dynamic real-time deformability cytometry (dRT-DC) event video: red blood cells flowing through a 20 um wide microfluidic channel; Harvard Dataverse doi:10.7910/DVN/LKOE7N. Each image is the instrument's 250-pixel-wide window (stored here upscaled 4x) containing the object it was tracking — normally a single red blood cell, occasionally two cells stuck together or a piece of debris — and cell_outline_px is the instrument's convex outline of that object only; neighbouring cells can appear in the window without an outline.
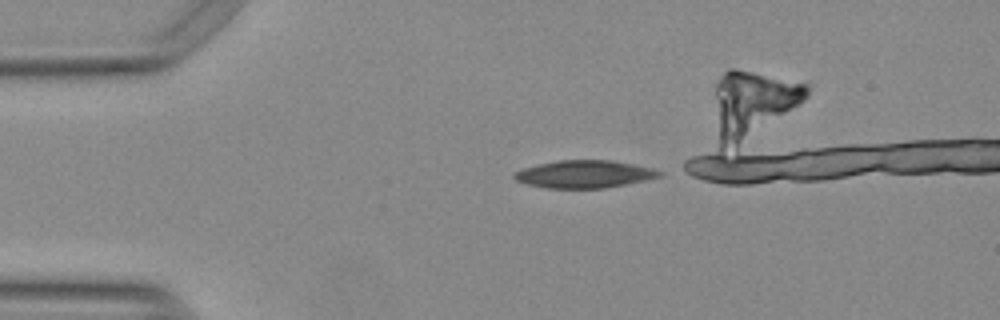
{"species": "Egyptian fruit bat (a non-hibernating species)", "species_latin": "Rousettus aegyptiacus", "temperature_condition": "warm", "stored_images_in_passage": 34, "camera_frame_rate_fps": 3000, "um_per_image_px": 0.085, "animal": {"sex": "female"}, "frame": {"image": 1, "passage_image": 1, "time_ms": 0.0, "image_size_px": [1000, 320], "cell_outline_px": [[664, 176], [604, 188], [544, 188], [528, 184], [516, 180], [512, 176], [512, 172], [524, 168], [556, 160], [612, 160], [652, 168], [664, 172]], "centroid_in_image_um": [49.67, 14.8], "position_along_channel_um": 35.3, "area_um2": 23.29}}
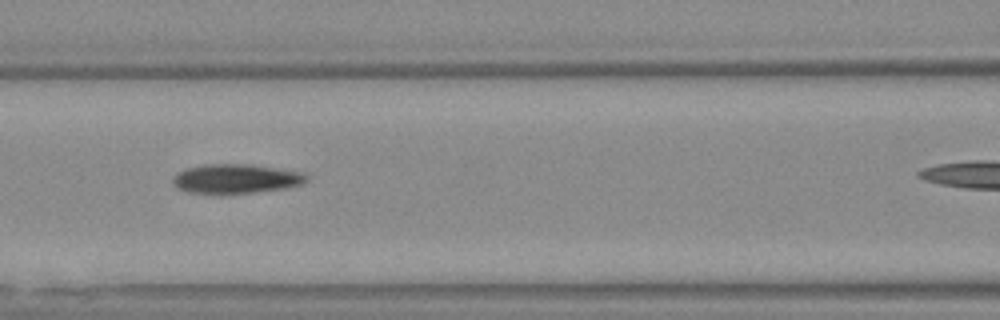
{"frame": {"image": 2, "passage_image": 13, "time_ms": 4.0, "image_size_px": [1000, 320], "cell_outline_px": [[308, 180], [300, 184], [284, 188], [252, 192], [188, 192], [172, 184], [172, 176], [176, 172], [188, 168], [204, 164], [252, 164], [304, 172], [308, 176]], "centroid_in_image_um": [20.06, 15.16], "position_along_channel_um": 146.5, "area_um2": 22.48}}
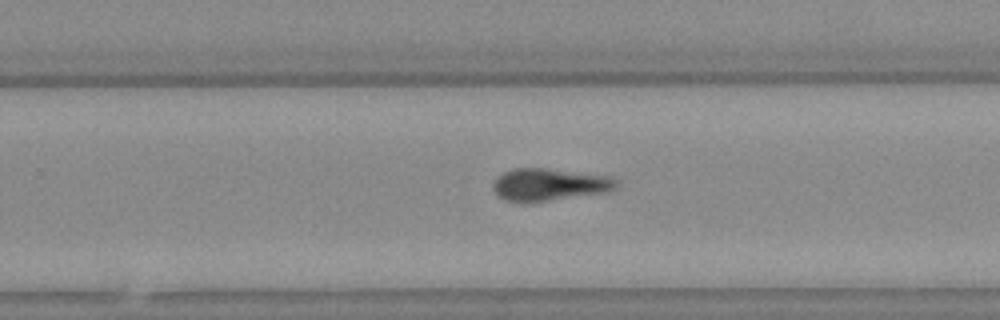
{"frame": {"image": 3, "passage_image": 24, "time_ms": 7.667, "image_size_px": [1000, 320], "cell_outline_px": [[620, 184], [612, 192], [548, 200], [504, 200], [496, 192], [496, 180], [504, 172], [512, 168], [548, 168], [616, 176]], "centroid_in_image_um": [46.9, 15.65], "position_along_channel_um": 282.9, "area_um2": 23.0}}